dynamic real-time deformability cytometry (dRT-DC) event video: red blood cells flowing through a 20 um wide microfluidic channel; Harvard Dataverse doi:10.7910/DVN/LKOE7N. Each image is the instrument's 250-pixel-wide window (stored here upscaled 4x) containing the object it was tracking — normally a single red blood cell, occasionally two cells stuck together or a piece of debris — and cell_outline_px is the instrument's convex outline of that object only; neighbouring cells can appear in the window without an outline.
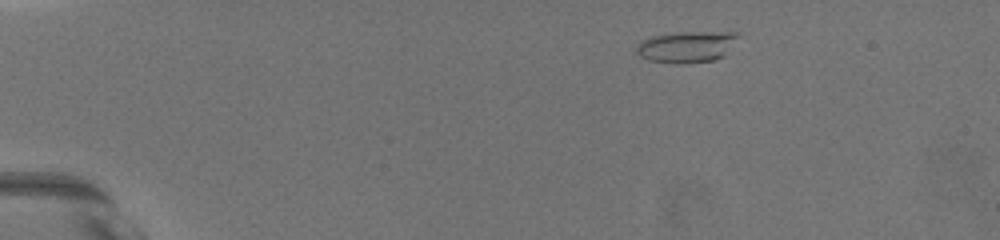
{"species": "common noctule bat (a hibernating species)", "species_latin": "Nyctalus noctula", "temperature_condition": "warm", "stored_images_in_passage": 5, "camera_frame_rate_fps": 3000, "um_per_image_px": 0.085, "animal": {"sex": "female", "body_mass_g": 19.5, "forearm_length_mm": 54.1}, "frame": {"image": 1, "passage_image": 1, "time_ms": 0.0, "image_size_px": [1000, 240], "cell_outline_px": [[740, 32], [724, 56], [716, 60], [684, 64], [676, 64], [648, 60], [640, 56], [636, 52], [636, 44], [640, 40], [652, 36], [676, 32]], "centroid_in_image_um": [58.32, 3.98], "position_along_channel_um": 26.7, "area_um2": 18.73}}